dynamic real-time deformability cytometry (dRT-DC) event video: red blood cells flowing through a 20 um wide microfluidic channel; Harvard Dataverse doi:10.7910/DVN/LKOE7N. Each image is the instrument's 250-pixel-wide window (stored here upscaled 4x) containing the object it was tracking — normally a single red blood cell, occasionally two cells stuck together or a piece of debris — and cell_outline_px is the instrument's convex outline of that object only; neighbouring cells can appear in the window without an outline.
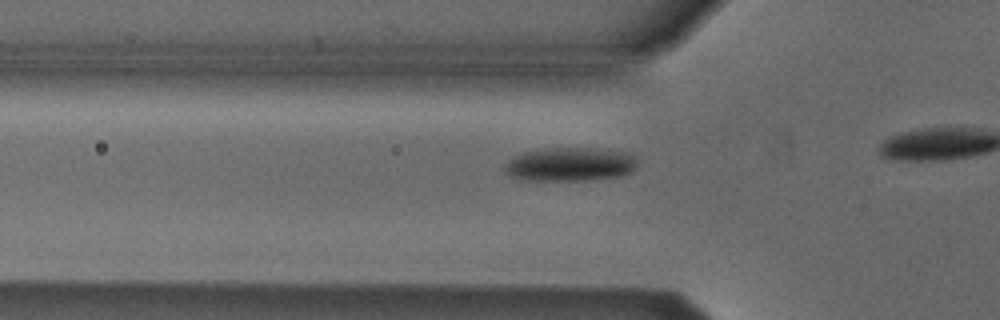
{"species": "Egyptian fruit bat (a non-hibernating species)", "species_latin": "Rousettus aegyptiacus", "temperature_condition": "cold", "stored_images_in_passage": 8, "camera_frame_rate_fps": 3000, "um_per_image_px": 0.085, "animal": {"sex": "male"}, "frame": {"image": 1, "passage_image": 3, "time_ms": 0.667, "image_size_px": [1000, 320], "cell_outline_px": [[636, 168], [620, 176], [588, 180], [520, 180], [504, 172], [504, 164], [508, 160], [524, 152], [544, 148], [588, 148], [628, 152], [636, 160]], "centroid_in_image_um": [48.41, 13.97], "position_along_channel_um": 77.4, "area_um2": 26.01}}
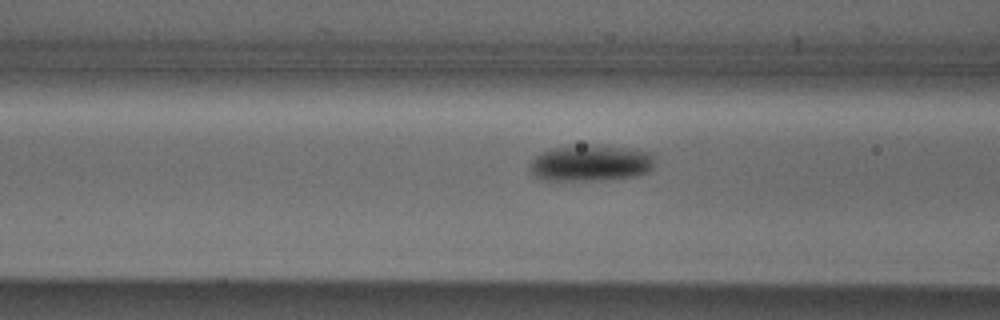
{"frame": {"image": 2, "passage_image": 6, "time_ms": 1.667, "image_size_px": [1000, 320], "cell_outline_px": [[652, 168], [648, 172], [636, 176], [596, 180], [544, 180], [536, 176], [532, 172], [528, 164], [540, 152], [552, 148], [588, 144], [592, 144], [624, 148], [652, 152]], "centroid_in_image_um": [50.18, 13.85], "position_along_channel_um": 116.4, "area_um2": 26.3}}